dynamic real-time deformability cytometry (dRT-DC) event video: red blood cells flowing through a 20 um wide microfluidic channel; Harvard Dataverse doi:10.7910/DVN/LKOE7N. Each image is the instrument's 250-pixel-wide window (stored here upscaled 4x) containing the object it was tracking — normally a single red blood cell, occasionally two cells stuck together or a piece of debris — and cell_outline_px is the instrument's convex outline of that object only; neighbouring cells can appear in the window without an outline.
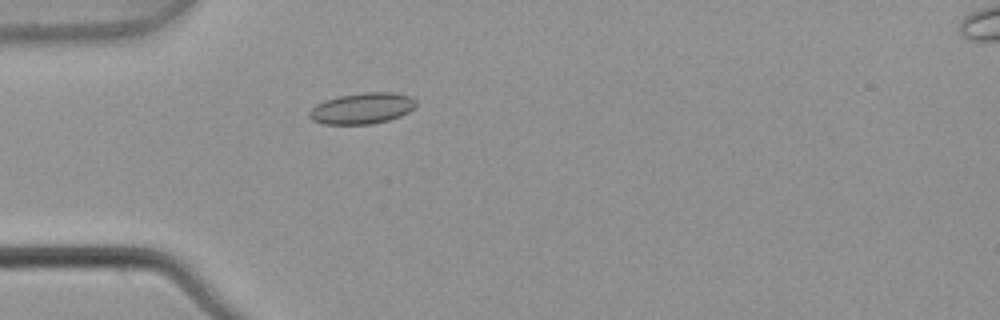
{"species": "common noctule bat (a hibernating species)", "species_latin": "Nyctalus noctula", "temperature_condition": "warm", "stored_images_in_passage": 5, "camera_frame_rate_fps": 3000, "um_per_image_px": 0.085, "animal": {"sex": "male", "body_mass_g": 21.5, "forearm_length_mm": 52.0}, "frame": {"image": 1, "passage_image": 5, "time_ms": 1.333, "image_size_px": [1000, 320], "cell_outline_px": [[416, 104], [408, 112], [400, 116], [388, 120], [372, 124], [324, 124], [312, 120], [308, 116], [308, 112], [316, 104], [324, 100], [340, 96], [364, 92], [396, 92], [408, 96], [416, 100]], "centroid_in_image_um": [30.76, 9.21], "position_along_channel_um": 54.2, "area_um2": 19.31}}